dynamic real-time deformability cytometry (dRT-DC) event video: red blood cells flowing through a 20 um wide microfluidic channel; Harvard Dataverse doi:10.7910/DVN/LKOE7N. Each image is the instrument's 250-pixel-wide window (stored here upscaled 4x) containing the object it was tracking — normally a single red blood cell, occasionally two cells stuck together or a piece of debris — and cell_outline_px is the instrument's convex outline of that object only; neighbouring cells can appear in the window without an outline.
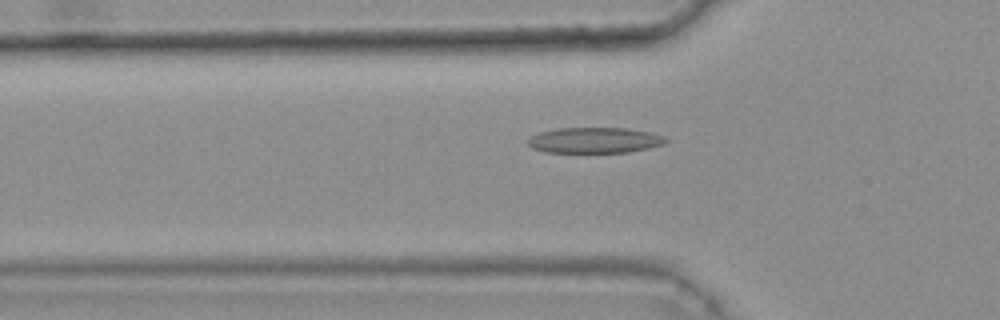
{"species": "common noctule bat (a hibernating species)", "species_latin": "Nyctalus noctula", "temperature_condition": "warm", "stored_images_in_passage": 32, "camera_frame_rate_fps": 3000, "um_per_image_px": 0.085, "animal": {"sex": "female", "body_mass_g": 25.1}, "frame": {"image": 1, "passage_image": 2, "time_ms": 0.333, "image_size_px": [1000, 320], "cell_outline_px": [[668, 140], [664, 144], [648, 148], [628, 152], [544, 152], [532, 148], [528, 144], [528, 140], [532, 136], [540, 132], [556, 128], [628, 128], [648, 132], [664, 136]], "centroid_in_image_um": [50.54, 11.92], "position_along_channel_um": 75.3, "area_um2": 20.52}}
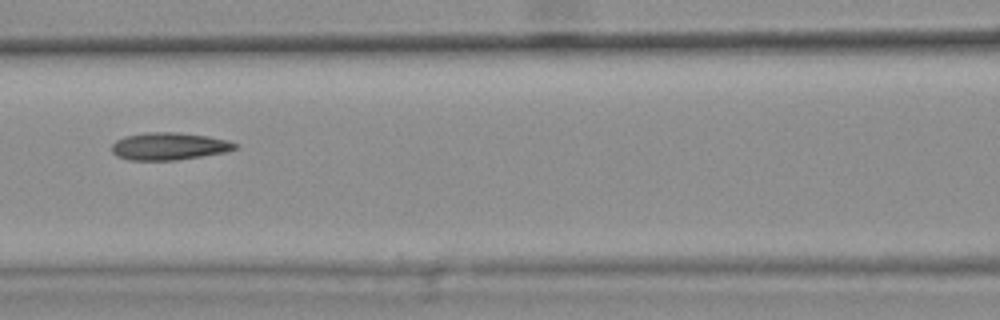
{"frame": {"image": 2, "passage_image": 8, "time_ms": 2.333, "image_size_px": [1000, 320], "cell_outline_px": [[240, 144], [236, 148], [224, 152], [176, 160], [128, 160], [116, 156], [112, 152], [112, 144], [116, 140], [124, 136], [148, 132], [176, 132], [208, 136], [228, 140]], "centroid_in_image_um": [14.35, 12.42], "position_along_channel_um": 152.2, "area_um2": 19.71}}
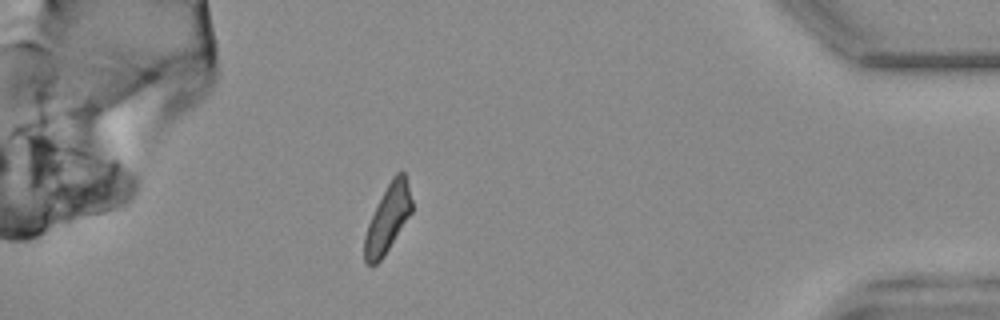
{"frame": {"image": 3, "passage_image": 31, "time_ms": 10.0, "image_size_px": [1000, 320], "cell_outline_px": [[412, 212], [384, 256], [376, 264], [368, 264], [364, 260], [364, 236], [368, 224], [392, 176], [396, 172], [404, 172], [412, 200]], "centroid_in_image_um": [32.96, 18.6], "position_along_channel_um": 402.2, "area_um2": 18.15}, "authors_computed_cell_mechanics": {"area_um2": 19.2763, "velocity_mm_per_s": 3.8213, "shape_relaxation_time_tau1_ms": null, "shape_relaxation_time_tau2_ms": 5.3893, "deformation_change_tau1": null, "deformation_change_tau2": 0.1516}}